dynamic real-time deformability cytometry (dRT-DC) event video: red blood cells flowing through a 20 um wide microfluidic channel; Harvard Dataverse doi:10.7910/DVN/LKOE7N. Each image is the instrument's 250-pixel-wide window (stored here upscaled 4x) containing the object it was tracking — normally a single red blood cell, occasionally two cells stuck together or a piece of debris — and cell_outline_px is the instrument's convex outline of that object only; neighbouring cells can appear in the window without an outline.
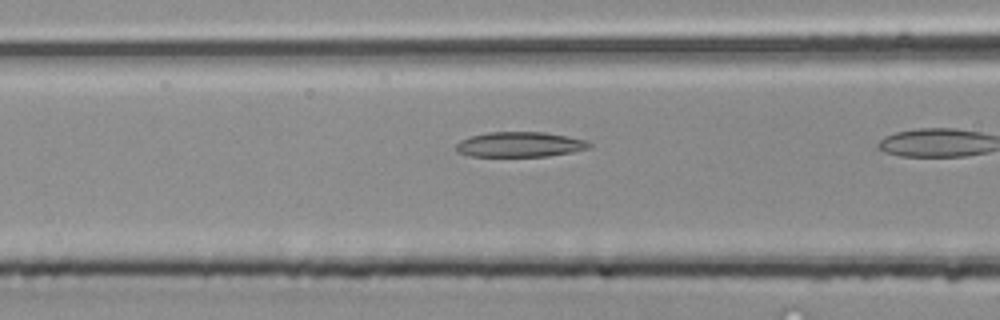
{"species": "common noctule bat (a hibernating species)", "species_latin": "Nyctalus noctula", "temperature_condition": "room temperature", "stored_images_in_passage": 17, "camera_frame_rate_fps": 3000, "um_per_image_px": 0.085, "animal": {"sex": "male", "body_mass_g": 20.4}, "frame": {"image": 1, "passage_image": 15, "time_ms": 4.667, "image_size_px": [1000, 320], "cell_outline_px": [[592, 144], [588, 148], [572, 152], [548, 156], [468, 156], [460, 152], [456, 148], [456, 144], [460, 140], [472, 136], [488, 132], [544, 132], [568, 136], [584, 140]], "centroid_in_image_um": [44.19, 12.28], "position_along_channel_um": 122.4, "area_um2": 19.31}}